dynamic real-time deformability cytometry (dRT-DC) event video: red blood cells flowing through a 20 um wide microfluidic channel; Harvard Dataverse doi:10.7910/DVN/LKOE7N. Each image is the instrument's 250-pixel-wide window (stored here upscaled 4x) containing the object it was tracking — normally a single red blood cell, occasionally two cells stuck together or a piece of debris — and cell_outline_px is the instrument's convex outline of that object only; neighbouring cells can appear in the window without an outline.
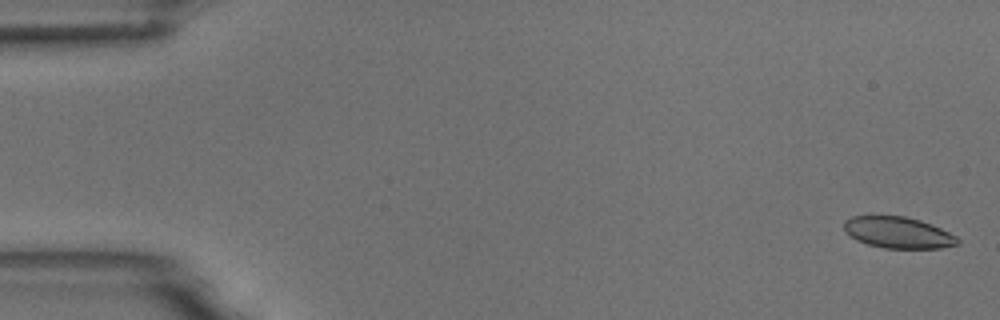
{"species": "common noctule bat (a hibernating species)", "species_latin": "Nyctalus noctula", "temperature_condition": "room temperature", "stored_images_in_passage": 5, "camera_frame_rate_fps": 3000, "um_per_image_px": 0.085, "animal": {"sex": "male", "body_mass_g": 18.8}, "frame": {"image": 1, "passage_image": 1, "time_ms": 0.0, "image_size_px": [1000, 320], "cell_outline_px": [[960, 244], [940, 248], [884, 248], [868, 244], [856, 240], [844, 232], [844, 220], [852, 216], [904, 216], [920, 220], [932, 224], [956, 236], [960, 240]], "centroid_in_image_um": [76.33, 19.77], "position_along_channel_um": 8.7, "area_um2": 20.81}}
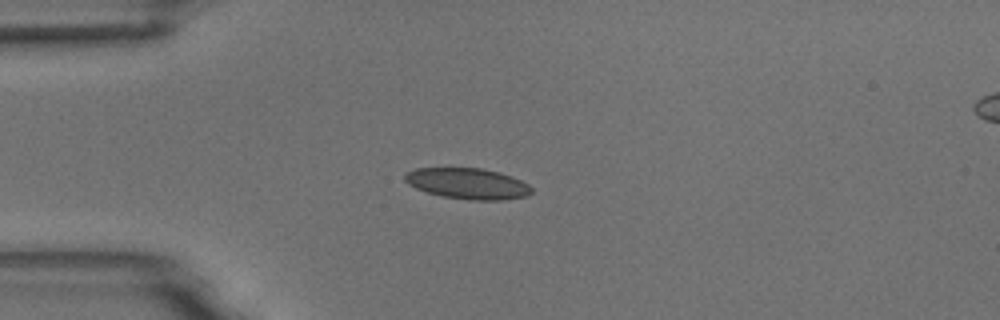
{"frame": {"image": 2, "passage_image": 4, "time_ms": 1.0, "image_size_px": [1000, 320], "cell_outline_px": [[532, 192], [528, 196], [504, 200], [468, 200], [440, 196], [416, 188], [408, 184], [404, 180], [404, 176], [408, 172], [416, 168], [480, 168], [500, 172], [512, 176], [528, 184], [532, 188]], "centroid_in_image_um": [39.78, 15.61], "position_along_channel_um": 45.2, "area_um2": 22.95}}